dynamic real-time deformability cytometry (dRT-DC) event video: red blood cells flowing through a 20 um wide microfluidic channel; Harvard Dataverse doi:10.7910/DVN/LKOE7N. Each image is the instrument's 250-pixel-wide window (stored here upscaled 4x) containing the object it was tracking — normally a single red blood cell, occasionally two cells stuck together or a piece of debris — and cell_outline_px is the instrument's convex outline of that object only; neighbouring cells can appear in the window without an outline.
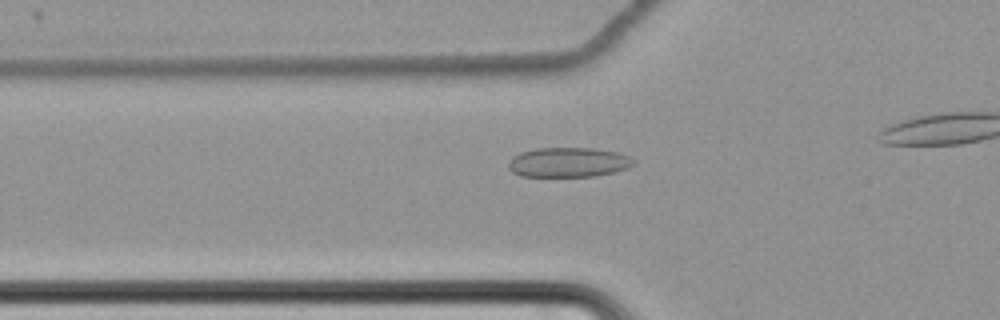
{"species": "common noctule bat (a hibernating species)", "species_latin": "Nyctalus noctula", "temperature_condition": "cold", "stored_images_in_passage": 37, "camera_frame_rate_fps": 3000, "um_per_image_px": 0.085, "animal": {"sex": "female", "body_mass_g": 22.7, "forearm_length_mm": 54.2}, "frame": {"image": 1, "passage_image": 9, "time_ms": 2.667, "image_size_px": [1000, 320], "cell_outline_px": [[636, 164], [628, 168], [616, 172], [596, 176], [520, 176], [512, 172], [508, 168], [508, 160], [512, 156], [520, 152], [536, 148], [596, 148], [616, 152], [628, 156], [636, 160]], "centroid_in_image_um": [48.32, 13.79], "position_along_channel_um": 77.5, "area_um2": 21.96}}
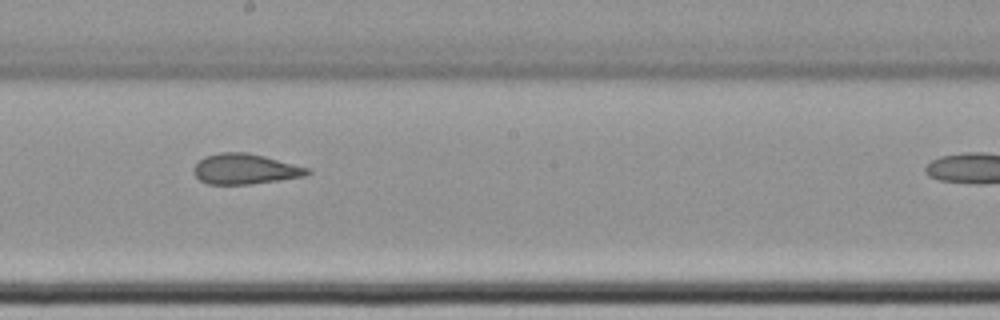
{"frame": {"image": 2, "passage_image": 22, "time_ms": 7.0, "image_size_px": [1000, 320], "cell_outline_px": [[312, 172], [304, 176], [280, 180], [252, 184], [208, 184], [200, 180], [192, 172], [192, 168], [204, 156], [220, 152], [248, 152], [264, 156], [308, 168]], "centroid_in_image_um": [20.8, 14.36], "position_along_channel_um": 227.4, "area_um2": 20.11}}
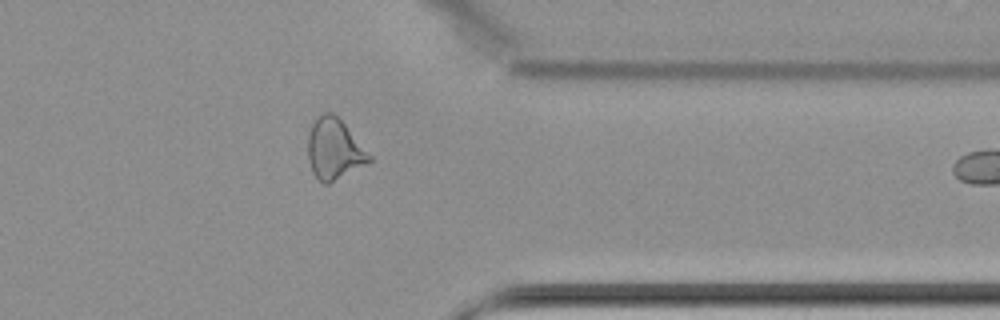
{"frame": {"image": 3, "passage_image": 36, "time_ms": 11.667, "image_size_px": [1000, 320], "cell_outline_px": [[372, 160], [328, 184], [324, 184], [312, 172], [308, 160], [308, 136], [312, 124], [324, 112], [332, 112], [344, 124], [372, 156]], "centroid_in_image_um": [28.39, 12.68], "position_along_channel_um": 383.0, "area_um2": 21.21}}